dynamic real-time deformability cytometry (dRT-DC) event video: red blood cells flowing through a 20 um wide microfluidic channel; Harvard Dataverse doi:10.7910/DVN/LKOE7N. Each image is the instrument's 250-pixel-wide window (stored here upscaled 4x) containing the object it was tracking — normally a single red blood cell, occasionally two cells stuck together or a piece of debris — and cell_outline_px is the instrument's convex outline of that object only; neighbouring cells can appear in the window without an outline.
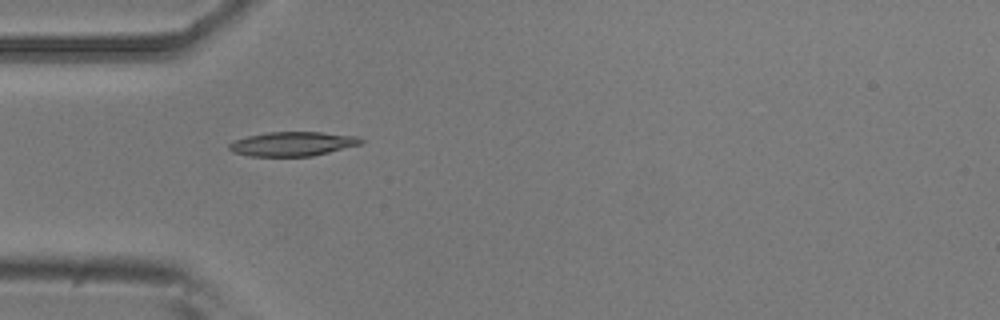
{"species": "common noctule bat (a hibernating species)", "species_latin": "Nyctalus noctula", "temperature_condition": "room temperature", "stored_images_in_passage": 2, "camera_frame_rate_fps": 3000, "um_per_image_px": 0.085, "animal": {"sex": "male", "body_mass_g": 20.5, "forearm_length_mm": 52.5}, "frame": {"image": 1, "passage_image": 1, "time_ms": 0.0, "image_size_px": [1000, 320], "cell_outline_px": [[364, 140], [360, 144], [312, 156], [248, 156], [232, 152], [228, 148], [228, 144], [232, 140], [248, 136], [268, 132], [320, 132], [360, 136]], "centroid_in_image_um": [24.83, 12.22], "position_along_channel_um": 60.2, "area_um2": 18.67}}
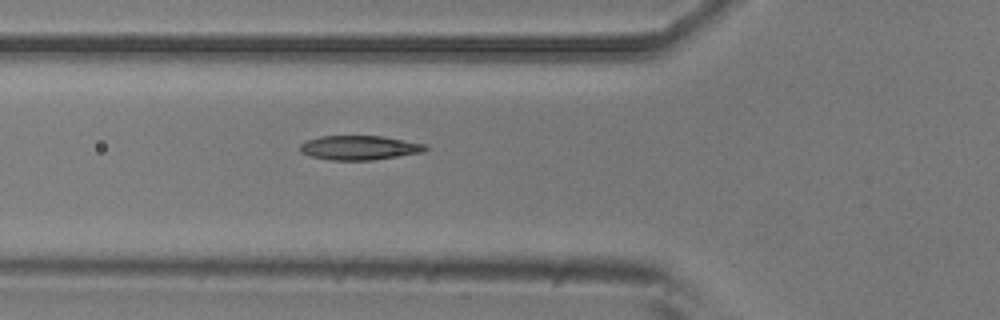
{"frame": {"image": 2, "passage_image": 2, "time_ms": 1.0, "image_size_px": [1000, 320], "cell_outline_px": [[428, 148], [424, 152], [400, 156], [372, 160], [332, 160], [312, 156], [300, 152], [300, 144], [308, 140], [320, 136], [384, 136], [428, 144]], "centroid_in_image_um": [30.61, 12.55], "position_along_channel_um": 95.2, "area_um2": 17.86}}